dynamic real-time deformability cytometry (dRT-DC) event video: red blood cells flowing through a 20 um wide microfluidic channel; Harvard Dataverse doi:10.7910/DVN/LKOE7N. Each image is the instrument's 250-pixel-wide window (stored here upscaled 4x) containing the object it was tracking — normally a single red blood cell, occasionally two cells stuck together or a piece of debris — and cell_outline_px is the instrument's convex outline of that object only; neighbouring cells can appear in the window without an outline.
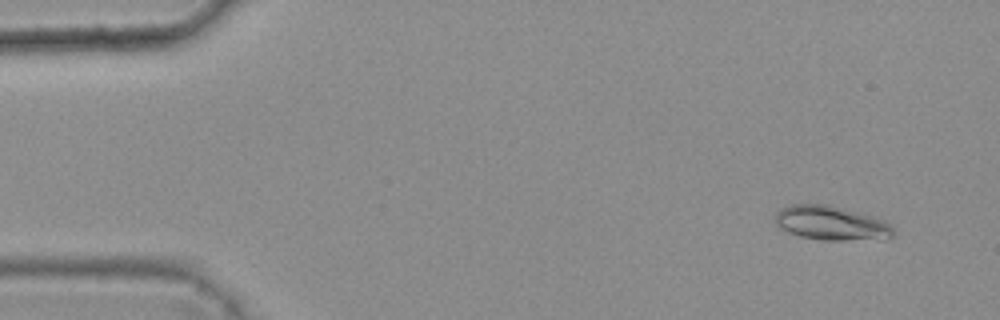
{"species": "common noctule bat (a hibernating species)", "species_latin": "Nyctalus noctula", "temperature_condition": "warm", "stored_images_in_passage": 45, "camera_frame_rate_fps": 3000, "um_per_image_px": 0.085, "animal": {"sex": "female", "body_mass_g": 25.1}, "frame": {"image": 1, "passage_image": 4, "time_ms": 1.0, "image_size_px": [1000, 320], "cell_outline_px": [[896, 232], [888, 240], [820, 240], [800, 236], [788, 232], [780, 228], [776, 224], [776, 212], [792, 204], [828, 204], [876, 216], [884, 220]], "centroid_in_image_um": [70.73, 18.98], "position_along_channel_um": 14.3, "area_um2": 23.93}}
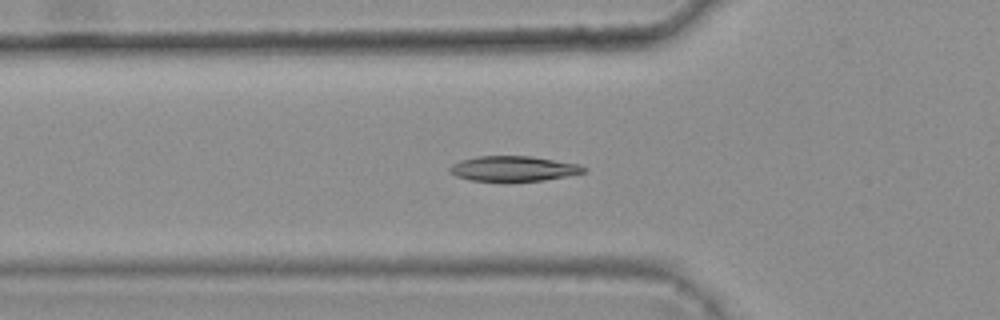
{"frame": {"image": 2, "passage_image": 18, "time_ms": 5.667, "image_size_px": [1000, 320], "cell_outline_px": [[584, 172], [568, 176], [544, 180], [504, 184], [472, 180], [456, 176], [448, 168], [452, 164], [460, 160], [476, 156], [532, 156], [580, 164], [584, 168]], "centroid_in_image_um": [43.62, 14.37], "position_along_channel_um": 82.2, "area_um2": 20.35}}
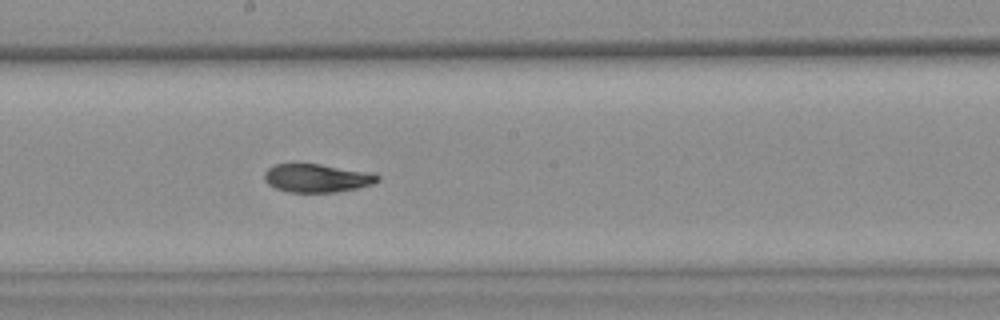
{"frame": {"image": 3, "passage_image": 29, "time_ms": 9.333, "image_size_px": [1000, 320], "cell_outline_px": [[380, 180], [372, 184], [356, 188], [336, 192], [288, 192], [276, 188], [268, 184], [264, 180], [264, 172], [268, 168], [276, 164], [320, 164], [376, 172], [380, 176]], "centroid_in_image_um": [26.98, 15.13], "position_along_channel_um": 221.2, "area_um2": 18.9}, "authors_computed_cell_mechanics": {"area_um2": 19.8254, "velocity_mm_per_s": 3.7919, "shape_relaxation_time_tau1_ms": null, "shape_relaxation_time_tau2_ms": 1.7984, "deformation_change_tau1": null, "deformation_change_tau2": 0.0596}}